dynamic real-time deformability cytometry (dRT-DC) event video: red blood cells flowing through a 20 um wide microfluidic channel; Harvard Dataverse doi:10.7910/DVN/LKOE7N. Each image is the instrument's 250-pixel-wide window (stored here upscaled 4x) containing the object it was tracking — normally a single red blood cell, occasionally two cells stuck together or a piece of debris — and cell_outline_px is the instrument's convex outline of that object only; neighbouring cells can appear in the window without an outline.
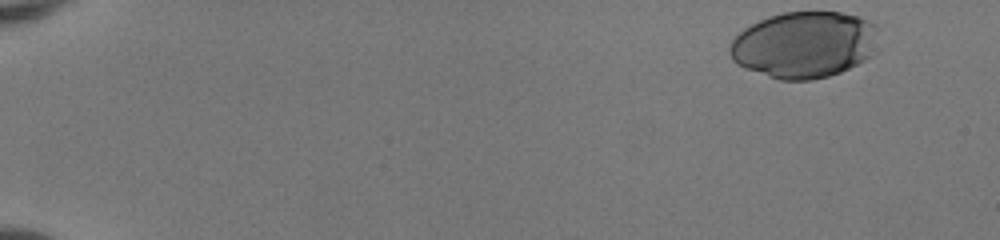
{"species": "human", "species_latin": "Homo sapiens", "temperature_condition": "room temperature", "stored_images_in_passage": 49, "camera_frame_rate_fps": 3000, "um_per_image_px": 0.085, "donor": {"sex": "female"}, "frame": {"image": 1, "passage_image": 1, "time_ms": 0.0, "image_size_px": [1000, 240], "cell_outline_px": [[880, 28], [876, 52], [864, 60], [840, 72], [828, 76], [812, 80], [780, 80], [744, 68], [736, 64], [732, 60], [728, 52], [728, 48], [732, 40], [744, 28], [760, 20], [784, 12], [840, 12], [856, 16], [876, 24]], "centroid_in_image_um": [68.38, 3.8], "position_along_channel_um": 16.6, "area_um2": 57.97}}
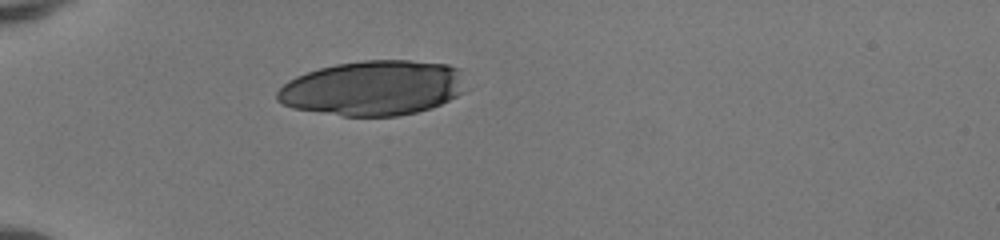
{"frame": {"image": 2, "passage_image": 14, "time_ms": 4.333, "image_size_px": [1000, 240], "cell_outline_px": [[464, 92], [432, 108], [416, 112], [396, 116], [344, 116], [292, 108], [276, 100], [276, 92], [288, 80], [296, 76], [320, 68], [336, 64], [364, 60], [408, 60], [448, 64], [460, 68]], "centroid_in_image_um": [31.71, 7.48], "position_along_channel_um": 53.3, "area_um2": 60.34}}